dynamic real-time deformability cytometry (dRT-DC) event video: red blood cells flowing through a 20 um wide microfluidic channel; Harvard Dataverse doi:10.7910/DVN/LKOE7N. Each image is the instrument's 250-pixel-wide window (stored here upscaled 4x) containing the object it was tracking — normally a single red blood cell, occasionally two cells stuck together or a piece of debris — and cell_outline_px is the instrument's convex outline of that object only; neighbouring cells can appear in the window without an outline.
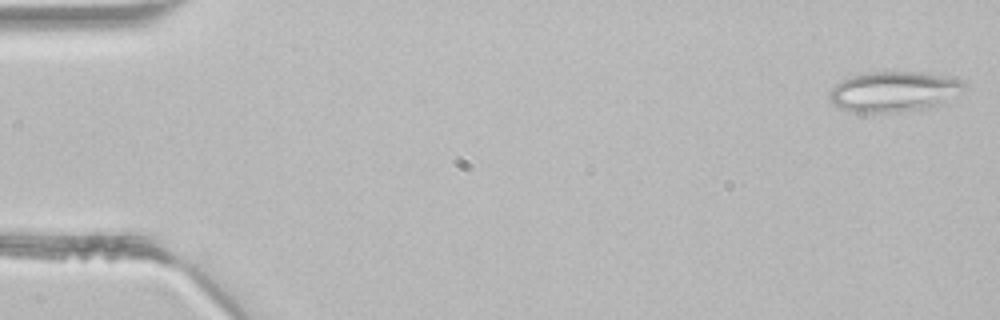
{"species": "common noctule bat (a hibernating species)", "species_latin": "Nyctalus noctula", "temperature_condition": "room temperature", "stored_images_in_passage": 45, "segment_of_instrument_passage": [1, 2], "camera_frame_rate_fps": 3000, "um_per_image_px": 0.085, "animal": {"sex": "male", "body_mass_g": 21.5, "forearm_length_mm": 52.0}, "frame": {"image": 1, "passage_image": 1, "time_ms": 0.0, "image_size_px": [1000, 320], "cell_outline_px": [[968, 88], [944, 100], [920, 108], [900, 112], [852, 112], [840, 108], [832, 104], [828, 96], [828, 92], [836, 84], [852, 76], [868, 72], [920, 72], [944, 76], [964, 80], [968, 84]], "centroid_in_image_um": [75.93, 7.77], "position_along_channel_um": 9.1, "area_um2": 31.21}}
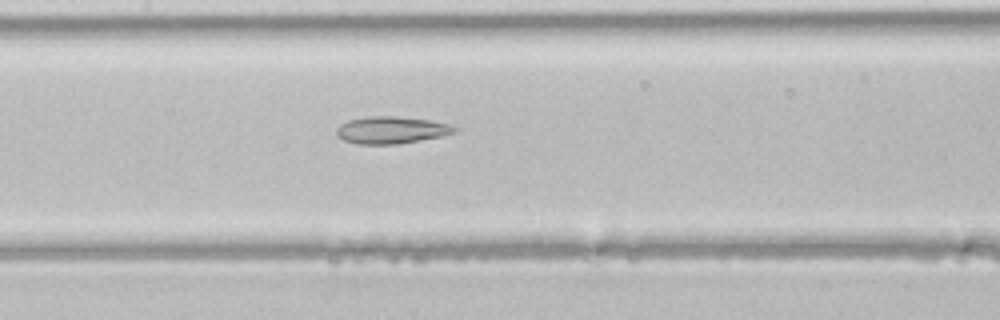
{"frame": {"image": 2, "passage_image": 21, "time_ms": 6.667, "image_size_px": [1000, 320], "cell_outline_px": [[456, 132], [444, 136], [396, 144], [360, 144], [344, 140], [336, 136], [336, 128], [340, 124], [348, 120], [368, 116], [396, 116], [428, 120], [452, 124], [456, 128]], "centroid_in_image_um": [33.26, 11.05], "position_along_channel_um": 174.1, "area_um2": 18.73}}
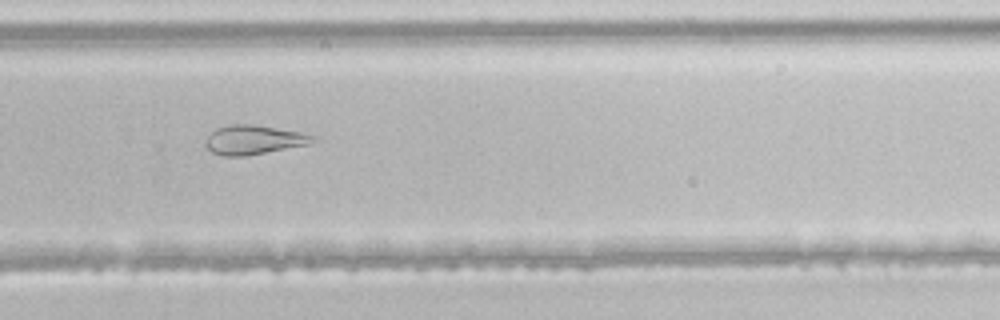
{"frame": {"image": 3, "passage_image": 30, "time_ms": 9.667, "image_size_px": [1000, 320], "cell_outline_px": [[316, 140], [308, 144], [244, 156], [220, 156], [212, 152], [204, 144], [204, 140], [216, 128], [232, 124], [252, 124], [300, 132], [316, 136]], "centroid_in_image_um": [21.52, 11.88], "position_along_channel_um": 308.3, "area_um2": 18.09}}